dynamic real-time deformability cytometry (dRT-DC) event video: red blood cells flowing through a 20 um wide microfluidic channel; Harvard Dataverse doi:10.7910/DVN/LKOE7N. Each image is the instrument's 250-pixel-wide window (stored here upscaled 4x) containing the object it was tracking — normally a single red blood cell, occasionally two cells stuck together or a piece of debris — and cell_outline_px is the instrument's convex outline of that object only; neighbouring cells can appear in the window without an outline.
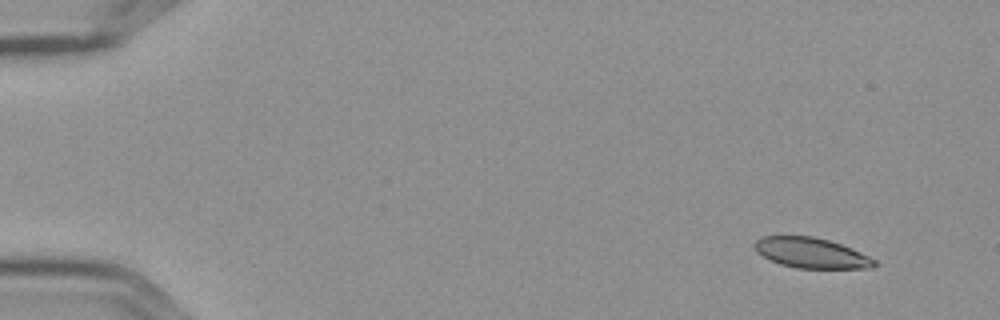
{"species": "Egyptian fruit bat (a non-hibernating species)", "species_latin": "Rousettus aegyptiacus", "temperature_condition": "cold", "stored_images_in_passage": 5, "camera_frame_rate_fps": 3000, "um_per_image_px": 0.085, "frame": {"image": 1, "passage_image": 1, "time_ms": 0.0, "image_size_px": [1000, 320], "cell_outline_px": [[876, 264], [872, 268], [796, 268], [780, 264], [756, 252], [756, 240], [764, 236], [812, 236], [828, 240], [840, 244], [860, 252], [876, 260]], "centroid_in_image_um": [68.97, 21.5], "position_along_channel_um": 16.0, "area_um2": 20.81}}